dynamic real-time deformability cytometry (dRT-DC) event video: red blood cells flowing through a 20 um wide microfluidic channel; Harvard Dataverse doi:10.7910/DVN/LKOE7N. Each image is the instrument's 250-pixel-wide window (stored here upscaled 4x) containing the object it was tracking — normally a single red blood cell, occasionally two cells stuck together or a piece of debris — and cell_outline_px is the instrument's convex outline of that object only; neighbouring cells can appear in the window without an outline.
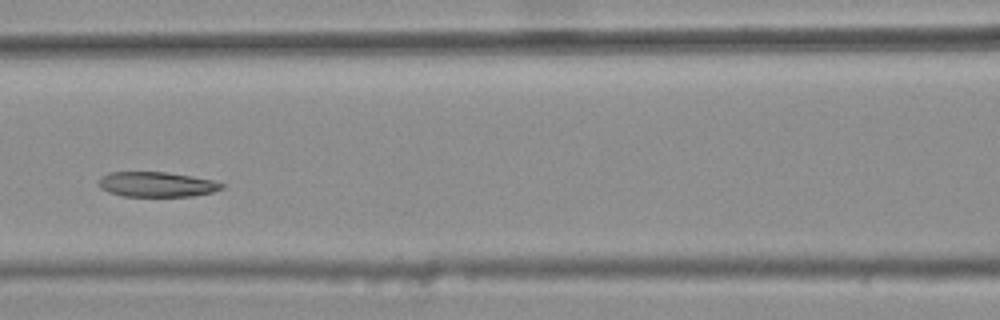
{"species": "common noctule bat (a hibernating species)", "species_latin": "Nyctalus noctula", "temperature_condition": "warm", "stored_images_in_passage": 5, "camera_frame_rate_fps": 3000, "um_per_image_px": 0.085, "animal": {"sex": "female", "body_mass_g": 25.1}, "frame": {"image": 1, "passage_image": 5, "time_ms": 1.333, "image_size_px": [1000, 320], "cell_outline_px": [[224, 188], [212, 192], [192, 196], [124, 196], [108, 192], [100, 188], [96, 184], [100, 176], [108, 172], [168, 172], [192, 176], [212, 180], [224, 184]], "centroid_in_image_um": [13.27, 15.66], "position_along_channel_um": 153.3, "area_um2": 18.09}}